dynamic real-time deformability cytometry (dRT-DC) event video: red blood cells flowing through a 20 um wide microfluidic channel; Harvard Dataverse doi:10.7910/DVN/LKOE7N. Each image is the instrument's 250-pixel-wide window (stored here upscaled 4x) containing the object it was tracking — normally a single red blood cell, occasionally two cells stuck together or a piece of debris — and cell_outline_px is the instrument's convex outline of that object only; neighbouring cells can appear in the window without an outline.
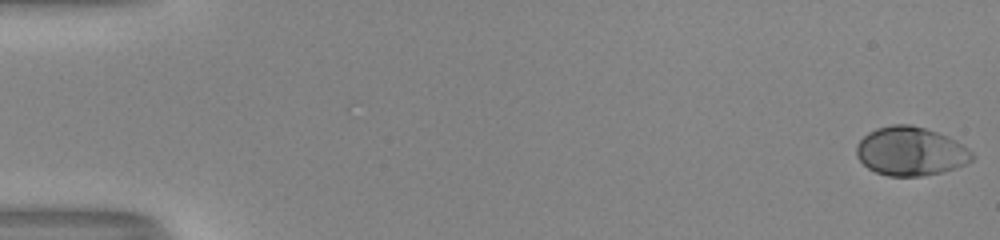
{"species": "human", "species_latin": "Homo sapiens", "temperature_condition": "room temperature", "stored_images_in_passage": 52, "camera_frame_rate_fps": 3000, "um_per_image_px": 0.085, "donor": {"sex": "male"}, "frame": {"image": 1, "passage_image": 1, "time_ms": 0.0, "image_size_px": [1000, 240], "cell_outline_px": [[976, 156], [972, 160], [956, 168], [940, 172], [920, 176], [888, 176], [876, 172], [868, 168], [856, 156], [856, 144], [868, 132], [876, 128], [892, 124], [912, 124], [948, 136], [956, 140], [968, 148]], "centroid_in_image_um": [77.4, 12.85], "position_along_channel_um": 7.6, "area_um2": 32.95}}
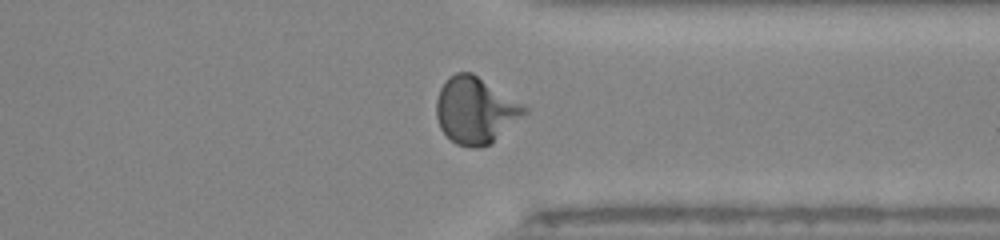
{"frame": {"image": 2, "passage_image": 42, "time_ms": 13.667, "image_size_px": [1000, 240], "cell_outline_px": [[528, 112], [492, 144], [480, 148], [468, 148], [456, 144], [440, 128], [436, 116], [436, 100], [440, 88], [444, 80], [448, 76], [456, 72], [472, 72], [524, 104], [528, 108]], "centroid_in_image_um": [40.42, 9.38], "position_along_channel_um": 371.0, "area_um2": 34.56}}
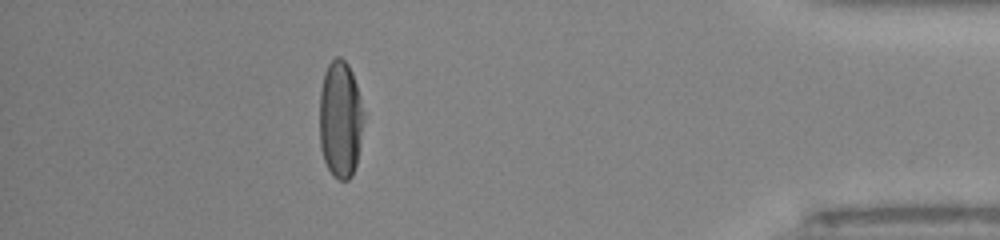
{"frame": {"image": 3, "passage_image": 48, "time_ms": 15.667, "image_size_px": [1000, 240], "cell_outline_px": [[364, 120], [360, 144], [356, 164], [352, 176], [348, 180], [340, 180], [332, 176], [324, 160], [320, 148], [320, 92], [324, 72], [328, 64], [336, 56], [340, 56], [348, 64], [352, 72], [356, 84], [364, 112]], "centroid_in_image_um": [28.93, 10.15], "position_along_channel_um": 406.3, "area_um2": 30.4}}